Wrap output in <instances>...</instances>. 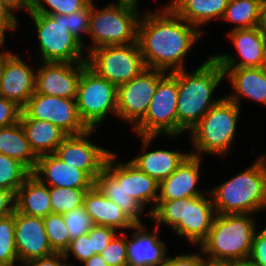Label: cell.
<instances>
[{"label":"cell","mask_w":266,"mask_h":266,"mask_svg":"<svg viewBox=\"0 0 266 266\" xmlns=\"http://www.w3.org/2000/svg\"><path fill=\"white\" fill-rule=\"evenodd\" d=\"M117 159L118 155L112 151L108 156L104 167L118 181H124V188L127 194L137 200L144 208L151 205L148 209L149 212L145 213L150 217V213L157 204L159 183L145 172L140 171L129 160L126 162H120Z\"/></svg>","instance_id":"17"},{"label":"cell","mask_w":266,"mask_h":266,"mask_svg":"<svg viewBox=\"0 0 266 266\" xmlns=\"http://www.w3.org/2000/svg\"><path fill=\"white\" fill-rule=\"evenodd\" d=\"M117 2H127V3H132V4H136L139 5V0H117Z\"/></svg>","instance_id":"54"},{"label":"cell","mask_w":266,"mask_h":266,"mask_svg":"<svg viewBox=\"0 0 266 266\" xmlns=\"http://www.w3.org/2000/svg\"><path fill=\"white\" fill-rule=\"evenodd\" d=\"M227 34L240 59H237L233 53L211 55L221 68L264 67L266 36L258 26L229 30Z\"/></svg>","instance_id":"16"},{"label":"cell","mask_w":266,"mask_h":266,"mask_svg":"<svg viewBox=\"0 0 266 266\" xmlns=\"http://www.w3.org/2000/svg\"><path fill=\"white\" fill-rule=\"evenodd\" d=\"M100 255L108 266H127L126 233H117Z\"/></svg>","instance_id":"37"},{"label":"cell","mask_w":266,"mask_h":266,"mask_svg":"<svg viewBox=\"0 0 266 266\" xmlns=\"http://www.w3.org/2000/svg\"><path fill=\"white\" fill-rule=\"evenodd\" d=\"M258 28L266 36V0H263L261 5Z\"/></svg>","instance_id":"51"},{"label":"cell","mask_w":266,"mask_h":266,"mask_svg":"<svg viewBox=\"0 0 266 266\" xmlns=\"http://www.w3.org/2000/svg\"><path fill=\"white\" fill-rule=\"evenodd\" d=\"M246 169L208 189L216 214H255L266 210V154Z\"/></svg>","instance_id":"3"},{"label":"cell","mask_w":266,"mask_h":266,"mask_svg":"<svg viewBox=\"0 0 266 266\" xmlns=\"http://www.w3.org/2000/svg\"><path fill=\"white\" fill-rule=\"evenodd\" d=\"M112 202L117 204L136 224H143L141 216L144 208L137 200L127 194L124 181H118L105 167L97 175L94 183Z\"/></svg>","instance_id":"29"},{"label":"cell","mask_w":266,"mask_h":266,"mask_svg":"<svg viewBox=\"0 0 266 266\" xmlns=\"http://www.w3.org/2000/svg\"><path fill=\"white\" fill-rule=\"evenodd\" d=\"M90 1L91 0H31V7L28 12L45 15H68L83 9Z\"/></svg>","instance_id":"36"},{"label":"cell","mask_w":266,"mask_h":266,"mask_svg":"<svg viewBox=\"0 0 266 266\" xmlns=\"http://www.w3.org/2000/svg\"><path fill=\"white\" fill-rule=\"evenodd\" d=\"M140 138H142V150L138 156H134V158L129 161L140 171L145 172L155 179L158 183L170 176L190 155V151L162 150V148L148 150L152 142L155 141L154 139L159 138V136L140 135Z\"/></svg>","instance_id":"21"},{"label":"cell","mask_w":266,"mask_h":266,"mask_svg":"<svg viewBox=\"0 0 266 266\" xmlns=\"http://www.w3.org/2000/svg\"><path fill=\"white\" fill-rule=\"evenodd\" d=\"M161 7L141 15L137 42L147 68L172 73L186 68V56L205 33L167 3Z\"/></svg>","instance_id":"1"},{"label":"cell","mask_w":266,"mask_h":266,"mask_svg":"<svg viewBox=\"0 0 266 266\" xmlns=\"http://www.w3.org/2000/svg\"><path fill=\"white\" fill-rule=\"evenodd\" d=\"M38 63L34 93L76 99L81 71L87 62Z\"/></svg>","instance_id":"15"},{"label":"cell","mask_w":266,"mask_h":266,"mask_svg":"<svg viewBox=\"0 0 266 266\" xmlns=\"http://www.w3.org/2000/svg\"><path fill=\"white\" fill-rule=\"evenodd\" d=\"M32 68L17 53L6 50L0 95L23 108L35 92L36 69Z\"/></svg>","instance_id":"18"},{"label":"cell","mask_w":266,"mask_h":266,"mask_svg":"<svg viewBox=\"0 0 266 266\" xmlns=\"http://www.w3.org/2000/svg\"><path fill=\"white\" fill-rule=\"evenodd\" d=\"M5 2L8 6H10L14 11H19V10H30L31 7V0H2Z\"/></svg>","instance_id":"48"},{"label":"cell","mask_w":266,"mask_h":266,"mask_svg":"<svg viewBox=\"0 0 266 266\" xmlns=\"http://www.w3.org/2000/svg\"><path fill=\"white\" fill-rule=\"evenodd\" d=\"M0 153L19 160L31 172L38 160L20 122L0 128Z\"/></svg>","instance_id":"30"},{"label":"cell","mask_w":266,"mask_h":266,"mask_svg":"<svg viewBox=\"0 0 266 266\" xmlns=\"http://www.w3.org/2000/svg\"><path fill=\"white\" fill-rule=\"evenodd\" d=\"M215 216L213 200L208 192L176 200H157L149 218L155 222V226H170L177 236L199 246L208 236Z\"/></svg>","instance_id":"4"},{"label":"cell","mask_w":266,"mask_h":266,"mask_svg":"<svg viewBox=\"0 0 266 266\" xmlns=\"http://www.w3.org/2000/svg\"><path fill=\"white\" fill-rule=\"evenodd\" d=\"M200 251V252H199ZM178 254L174 257H167L170 266H202V251Z\"/></svg>","instance_id":"45"},{"label":"cell","mask_w":266,"mask_h":266,"mask_svg":"<svg viewBox=\"0 0 266 266\" xmlns=\"http://www.w3.org/2000/svg\"><path fill=\"white\" fill-rule=\"evenodd\" d=\"M4 43H0V47H4ZM4 61H5V50L3 49L1 52H0V78H1V74H2V69H3V66H4Z\"/></svg>","instance_id":"53"},{"label":"cell","mask_w":266,"mask_h":266,"mask_svg":"<svg viewBox=\"0 0 266 266\" xmlns=\"http://www.w3.org/2000/svg\"><path fill=\"white\" fill-rule=\"evenodd\" d=\"M92 0L81 10L67 15V27L71 34L83 45L87 46L82 36L89 35V24Z\"/></svg>","instance_id":"39"},{"label":"cell","mask_w":266,"mask_h":266,"mask_svg":"<svg viewBox=\"0 0 266 266\" xmlns=\"http://www.w3.org/2000/svg\"><path fill=\"white\" fill-rule=\"evenodd\" d=\"M63 254L67 261L72 254L73 258L82 264L93 256V237L86 233L70 240L69 246Z\"/></svg>","instance_id":"40"},{"label":"cell","mask_w":266,"mask_h":266,"mask_svg":"<svg viewBox=\"0 0 266 266\" xmlns=\"http://www.w3.org/2000/svg\"><path fill=\"white\" fill-rule=\"evenodd\" d=\"M178 71L167 73L156 87L145 117L132 129L136 136L178 137Z\"/></svg>","instance_id":"9"},{"label":"cell","mask_w":266,"mask_h":266,"mask_svg":"<svg viewBox=\"0 0 266 266\" xmlns=\"http://www.w3.org/2000/svg\"><path fill=\"white\" fill-rule=\"evenodd\" d=\"M249 257L257 266H266V226L256 230Z\"/></svg>","instance_id":"44"},{"label":"cell","mask_w":266,"mask_h":266,"mask_svg":"<svg viewBox=\"0 0 266 266\" xmlns=\"http://www.w3.org/2000/svg\"><path fill=\"white\" fill-rule=\"evenodd\" d=\"M167 73L146 68L129 82L117 87V117L132 129L145 117L158 82Z\"/></svg>","instance_id":"12"},{"label":"cell","mask_w":266,"mask_h":266,"mask_svg":"<svg viewBox=\"0 0 266 266\" xmlns=\"http://www.w3.org/2000/svg\"><path fill=\"white\" fill-rule=\"evenodd\" d=\"M264 68H266V43H265V61H264Z\"/></svg>","instance_id":"56"},{"label":"cell","mask_w":266,"mask_h":266,"mask_svg":"<svg viewBox=\"0 0 266 266\" xmlns=\"http://www.w3.org/2000/svg\"><path fill=\"white\" fill-rule=\"evenodd\" d=\"M86 56L87 65L116 87L129 82L147 68L138 42L97 47Z\"/></svg>","instance_id":"11"},{"label":"cell","mask_w":266,"mask_h":266,"mask_svg":"<svg viewBox=\"0 0 266 266\" xmlns=\"http://www.w3.org/2000/svg\"><path fill=\"white\" fill-rule=\"evenodd\" d=\"M202 266H228V260L213 259L202 255Z\"/></svg>","instance_id":"50"},{"label":"cell","mask_w":266,"mask_h":266,"mask_svg":"<svg viewBox=\"0 0 266 266\" xmlns=\"http://www.w3.org/2000/svg\"><path fill=\"white\" fill-rule=\"evenodd\" d=\"M225 80L219 63L209 56L194 71H178V137L188 132L223 97L214 98L215 90Z\"/></svg>","instance_id":"2"},{"label":"cell","mask_w":266,"mask_h":266,"mask_svg":"<svg viewBox=\"0 0 266 266\" xmlns=\"http://www.w3.org/2000/svg\"><path fill=\"white\" fill-rule=\"evenodd\" d=\"M97 129L77 135H67L54 154L64 163L84 171L94 182L112 151L93 143L91 136Z\"/></svg>","instance_id":"14"},{"label":"cell","mask_w":266,"mask_h":266,"mask_svg":"<svg viewBox=\"0 0 266 266\" xmlns=\"http://www.w3.org/2000/svg\"><path fill=\"white\" fill-rule=\"evenodd\" d=\"M83 266H108L100 254H95L88 260L84 261Z\"/></svg>","instance_id":"49"},{"label":"cell","mask_w":266,"mask_h":266,"mask_svg":"<svg viewBox=\"0 0 266 266\" xmlns=\"http://www.w3.org/2000/svg\"><path fill=\"white\" fill-rule=\"evenodd\" d=\"M228 266H257L250 257L228 260Z\"/></svg>","instance_id":"52"},{"label":"cell","mask_w":266,"mask_h":266,"mask_svg":"<svg viewBox=\"0 0 266 266\" xmlns=\"http://www.w3.org/2000/svg\"><path fill=\"white\" fill-rule=\"evenodd\" d=\"M63 217L71 240L88 233L94 226L83 206L65 213Z\"/></svg>","instance_id":"38"},{"label":"cell","mask_w":266,"mask_h":266,"mask_svg":"<svg viewBox=\"0 0 266 266\" xmlns=\"http://www.w3.org/2000/svg\"><path fill=\"white\" fill-rule=\"evenodd\" d=\"M31 149L37 157L52 154L67 134L49 121L19 119Z\"/></svg>","instance_id":"28"},{"label":"cell","mask_w":266,"mask_h":266,"mask_svg":"<svg viewBox=\"0 0 266 266\" xmlns=\"http://www.w3.org/2000/svg\"><path fill=\"white\" fill-rule=\"evenodd\" d=\"M254 214H216L208 236L198 246L203 255L221 260L249 257L258 226Z\"/></svg>","instance_id":"6"},{"label":"cell","mask_w":266,"mask_h":266,"mask_svg":"<svg viewBox=\"0 0 266 266\" xmlns=\"http://www.w3.org/2000/svg\"><path fill=\"white\" fill-rule=\"evenodd\" d=\"M241 107L223 95L202 119L189 131L193 152L201 157L204 154L227 157L233 149ZM202 154V155H201Z\"/></svg>","instance_id":"5"},{"label":"cell","mask_w":266,"mask_h":266,"mask_svg":"<svg viewBox=\"0 0 266 266\" xmlns=\"http://www.w3.org/2000/svg\"><path fill=\"white\" fill-rule=\"evenodd\" d=\"M137 7L136 4L116 1L98 8L92 0L88 35L92 45L85 46L84 55L97 47L137 42L142 15Z\"/></svg>","instance_id":"7"},{"label":"cell","mask_w":266,"mask_h":266,"mask_svg":"<svg viewBox=\"0 0 266 266\" xmlns=\"http://www.w3.org/2000/svg\"><path fill=\"white\" fill-rule=\"evenodd\" d=\"M31 171L19 160L0 153V188L18 191Z\"/></svg>","instance_id":"33"},{"label":"cell","mask_w":266,"mask_h":266,"mask_svg":"<svg viewBox=\"0 0 266 266\" xmlns=\"http://www.w3.org/2000/svg\"><path fill=\"white\" fill-rule=\"evenodd\" d=\"M117 233L119 232L113 228L94 225L88 232L89 236L93 237V256L100 254Z\"/></svg>","instance_id":"41"},{"label":"cell","mask_w":266,"mask_h":266,"mask_svg":"<svg viewBox=\"0 0 266 266\" xmlns=\"http://www.w3.org/2000/svg\"><path fill=\"white\" fill-rule=\"evenodd\" d=\"M89 189L49 187L52 213L64 215L75 208L83 206L85 194Z\"/></svg>","instance_id":"32"},{"label":"cell","mask_w":266,"mask_h":266,"mask_svg":"<svg viewBox=\"0 0 266 266\" xmlns=\"http://www.w3.org/2000/svg\"><path fill=\"white\" fill-rule=\"evenodd\" d=\"M76 102L79 116L89 129H97L108 114L117 117V87L88 65L81 71Z\"/></svg>","instance_id":"10"},{"label":"cell","mask_w":266,"mask_h":266,"mask_svg":"<svg viewBox=\"0 0 266 266\" xmlns=\"http://www.w3.org/2000/svg\"><path fill=\"white\" fill-rule=\"evenodd\" d=\"M14 232L15 210L13 214L0 218V266L20 265Z\"/></svg>","instance_id":"34"},{"label":"cell","mask_w":266,"mask_h":266,"mask_svg":"<svg viewBox=\"0 0 266 266\" xmlns=\"http://www.w3.org/2000/svg\"><path fill=\"white\" fill-rule=\"evenodd\" d=\"M228 2L229 0H170L167 4L203 33L202 27L208 25L207 23L218 18L222 20Z\"/></svg>","instance_id":"26"},{"label":"cell","mask_w":266,"mask_h":266,"mask_svg":"<svg viewBox=\"0 0 266 266\" xmlns=\"http://www.w3.org/2000/svg\"><path fill=\"white\" fill-rule=\"evenodd\" d=\"M37 32L40 62H86L83 45L67 27V15L28 12Z\"/></svg>","instance_id":"8"},{"label":"cell","mask_w":266,"mask_h":266,"mask_svg":"<svg viewBox=\"0 0 266 266\" xmlns=\"http://www.w3.org/2000/svg\"><path fill=\"white\" fill-rule=\"evenodd\" d=\"M14 237L20 265L55 253L48 242L41 217L25 215L15 210Z\"/></svg>","instance_id":"19"},{"label":"cell","mask_w":266,"mask_h":266,"mask_svg":"<svg viewBox=\"0 0 266 266\" xmlns=\"http://www.w3.org/2000/svg\"><path fill=\"white\" fill-rule=\"evenodd\" d=\"M48 242L55 253H64L70 243V235L67 230L63 215L48 214L43 218Z\"/></svg>","instance_id":"35"},{"label":"cell","mask_w":266,"mask_h":266,"mask_svg":"<svg viewBox=\"0 0 266 266\" xmlns=\"http://www.w3.org/2000/svg\"><path fill=\"white\" fill-rule=\"evenodd\" d=\"M15 194L3 188H0V218L14 213Z\"/></svg>","instance_id":"47"},{"label":"cell","mask_w":266,"mask_h":266,"mask_svg":"<svg viewBox=\"0 0 266 266\" xmlns=\"http://www.w3.org/2000/svg\"><path fill=\"white\" fill-rule=\"evenodd\" d=\"M225 79L230 81L233 92L225 95L229 100L241 106V99L261 103L266 107V68H222Z\"/></svg>","instance_id":"24"},{"label":"cell","mask_w":266,"mask_h":266,"mask_svg":"<svg viewBox=\"0 0 266 266\" xmlns=\"http://www.w3.org/2000/svg\"><path fill=\"white\" fill-rule=\"evenodd\" d=\"M159 229L154 226L148 232L144 223L130 229V239L126 235L127 266H155L167 260V246L159 239Z\"/></svg>","instance_id":"20"},{"label":"cell","mask_w":266,"mask_h":266,"mask_svg":"<svg viewBox=\"0 0 266 266\" xmlns=\"http://www.w3.org/2000/svg\"><path fill=\"white\" fill-rule=\"evenodd\" d=\"M262 2L263 0H229L222 20L235 24L230 30L257 27Z\"/></svg>","instance_id":"31"},{"label":"cell","mask_w":266,"mask_h":266,"mask_svg":"<svg viewBox=\"0 0 266 266\" xmlns=\"http://www.w3.org/2000/svg\"><path fill=\"white\" fill-rule=\"evenodd\" d=\"M31 173L49 187L91 188L95 183L84 171L64 163L54 153L38 157Z\"/></svg>","instance_id":"23"},{"label":"cell","mask_w":266,"mask_h":266,"mask_svg":"<svg viewBox=\"0 0 266 266\" xmlns=\"http://www.w3.org/2000/svg\"><path fill=\"white\" fill-rule=\"evenodd\" d=\"M20 119L49 121L67 135H77L89 128L81 120L76 99L34 93L22 108Z\"/></svg>","instance_id":"13"},{"label":"cell","mask_w":266,"mask_h":266,"mask_svg":"<svg viewBox=\"0 0 266 266\" xmlns=\"http://www.w3.org/2000/svg\"><path fill=\"white\" fill-rule=\"evenodd\" d=\"M22 108L0 95V128L19 122Z\"/></svg>","instance_id":"42"},{"label":"cell","mask_w":266,"mask_h":266,"mask_svg":"<svg viewBox=\"0 0 266 266\" xmlns=\"http://www.w3.org/2000/svg\"><path fill=\"white\" fill-rule=\"evenodd\" d=\"M15 210L41 218L51 214L49 186L31 173L15 194Z\"/></svg>","instance_id":"27"},{"label":"cell","mask_w":266,"mask_h":266,"mask_svg":"<svg viewBox=\"0 0 266 266\" xmlns=\"http://www.w3.org/2000/svg\"><path fill=\"white\" fill-rule=\"evenodd\" d=\"M63 253H54L47 257L35 258L22 264L23 266H69Z\"/></svg>","instance_id":"46"},{"label":"cell","mask_w":266,"mask_h":266,"mask_svg":"<svg viewBox=\"0 0 266 266\" xmlns=\"http://www.w3.org/2000/svg\"><path fill=\"white\" fill-rule=\"evenodd\" d=\"M83 207L94 225L107 226L117 232L130 230L136 223L121 208L108 199L94 184L87 190ZM119 230V231H118Z\"/></svg>","instance_id":"25"},{"label":"cell","mask_w":266,"mask_h":266,"mask_svg":"<svg viewBox=\"0 0 266 266\" xmlns=\"http://www.w3.org/2000/svg\"><path fill=\"white\" fill-rule=\"evenodd\" d=\"M201 157L189 155L181 165L159 183L158 200H176L207 194L198 187L200 181Z\"/></svg>","instance_id":"22"},{"label":"cell","mask_w":266,"mask_h":266,"mask_svg":"<svg viewBox=\"0 0 266 266\" xmlns=\"http://www.w3.org/2000/svg\"><path fill=\"white\" fill-rule=\"evenodd\" d=\"M14 12L10 6L0 0V43H5L6 31H15L19 28V21Z\"/></svg>","instance_id":"43"},{"label":"cell","mask_w":266,"mask_h":266,"mask_svg":"<svg viewBox=\"0 0 266 266\" xmlns=\"http://www.w3.org/2000/svg\"><path fill=\"white\" fill-rule=\"evenodd\" d=\"M155 266H170V264L167 261H165V262L158 264V265H155Z\"/></svg>","instance_id":"55"}]
</instances>
